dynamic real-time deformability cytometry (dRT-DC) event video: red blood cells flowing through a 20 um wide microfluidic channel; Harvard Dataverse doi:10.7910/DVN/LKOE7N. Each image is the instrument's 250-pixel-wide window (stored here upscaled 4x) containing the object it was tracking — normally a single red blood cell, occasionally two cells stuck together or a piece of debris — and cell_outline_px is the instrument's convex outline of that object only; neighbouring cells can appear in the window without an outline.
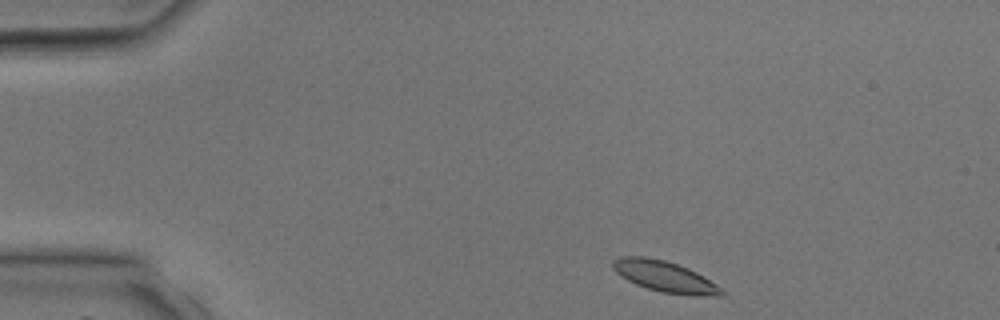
{"species": "common noctule bat (a hibernating species)", "species_latin": "Nyctalus noctula", "temperature_condition": "room temperature", "stored_images_in_passage": 3, "camera_frame_rate_fps": 3000, "um_per_image_px": 0.085, "animal": {"sex": "male", "body_mass_g": 17.9, "forearm_length_mm": 54.2}, "frame": {"image": 1, "passage_image": 1, "time_ms": 0.0, "image_size_px": [1000, 320], "cell_outline_px": [[728, 296], [696, 296], [660, 292], [636, 284], [628, 280], [616, 272], [612, 268], [612, 260], [620, 256], [644, 256], [664, 260], [688, 268], [704, 276], [728, 292]], "centroid_in_image_um": [56.56, 23.52], "position_along_channel_um": 28.4, "area_um2": 19.83}}
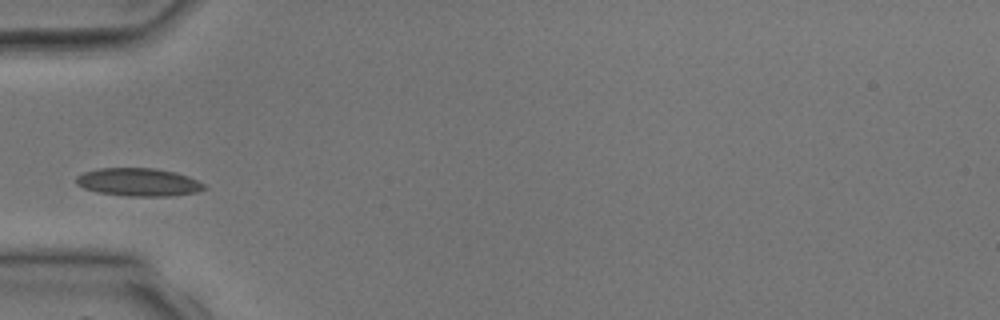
{"frame": {"image": 2, "passage_image": 3, "time_ms": 2.333, "image_size_px": [1000, 320], "cell_outline_px": [[208, 188], [196, 192], [172, 196], [128, 196], [96, 192], [84, 188], [76, 184], [76, 176], [84, 172], [100, 168], [156, 168], [176, 172], [188, 176], [204, 184]], "centroid_in_image_um": [11.78, 15.48], "position_along_channel_um": 73.2, "area_um2": 20.98}}